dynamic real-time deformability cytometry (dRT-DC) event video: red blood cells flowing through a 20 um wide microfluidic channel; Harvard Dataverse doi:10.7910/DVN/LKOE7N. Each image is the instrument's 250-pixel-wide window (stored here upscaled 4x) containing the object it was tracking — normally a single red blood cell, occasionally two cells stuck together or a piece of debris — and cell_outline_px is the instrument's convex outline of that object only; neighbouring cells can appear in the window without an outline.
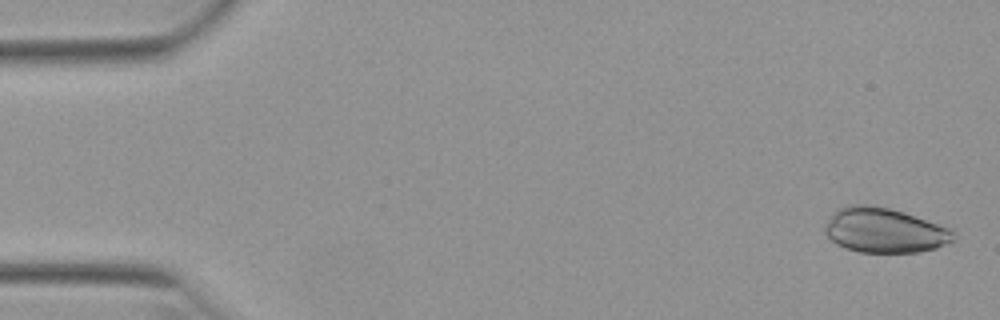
{"species": "Egyptian fruit bat (a non-hibernating species)", "species_latin": "Rousettus aegyptiacus", "temperature_condition": "warm", "stored_images_in_passage": 51, "camera_frame_rate_fps": 3000, "um_per_image_px": 0.085, "animal": {"sex": "female"}, "frame": {"image": 1, "passage_image": 2, "time_ms": 0.333, "image_size_px": [1000, 320], "cell_outline_px": [[956, 240], [936, 248], [920, 252], [860, 252], [844, 248], [836, 244], [824, 232], [824, 228], [832, 212], [848, 204], [872, 204], [904, 212], [952, 228], [956, 232]], "centroid_in_image_um": [75.21, 19.57], "position_along_channel_um": 9.8, "area_um2": 33.99}}
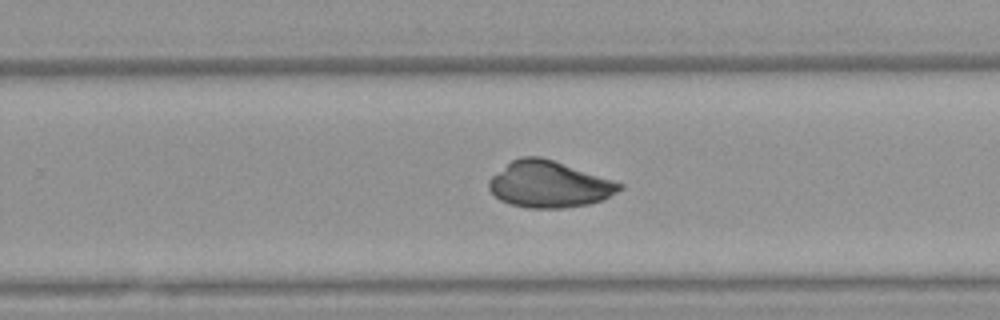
{"frame": {"image": 2, "passage_image": 33, "time_ms": 10.667, "image_size_px": [1000, 320], "cell_outline_px": [[624, 188], [604, 200], [588, 204], [564, 208], [528, 208], [512, 204], [500, 200], [488, 188], [488, 180], [492, 176], [512, 160], [520, 156], [540, 156], [624, 184]], "centroid_in_image_um": [46.68, 15.68], "position_along_channel_um": 283.1, "area_um2": 35.08}}
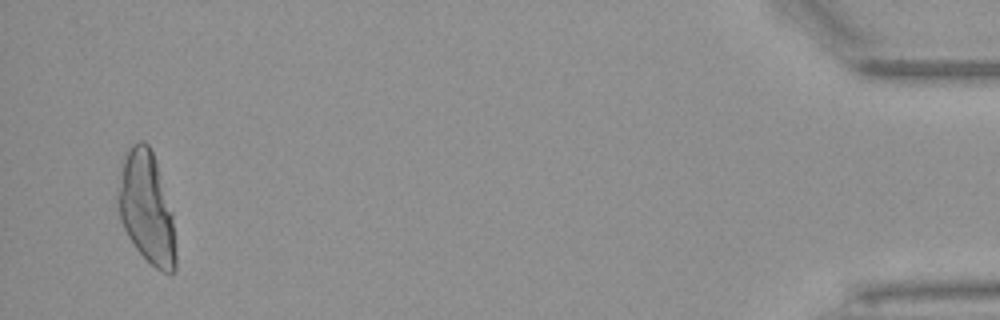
{"frame": {"image": 3, "passage_image": 50, "time_ms": 16.333, "image_size_px": [1000, 320], "cell_outline_px": [[176, 268], [172, 272], [164, 272], [156, 268], [136, 248], [128, 236], [120, 220], [116, 200], [116, 196], [124, 156], [128, 148], [132, 144], [140, 140], [144, 140], [148, 144], [152, 152], [172, 212], [176, 252]], "centroid_in_image_um": [12.44, 17.66], "position_along_channel_um": 422.8, "area_um2": 37.22}}